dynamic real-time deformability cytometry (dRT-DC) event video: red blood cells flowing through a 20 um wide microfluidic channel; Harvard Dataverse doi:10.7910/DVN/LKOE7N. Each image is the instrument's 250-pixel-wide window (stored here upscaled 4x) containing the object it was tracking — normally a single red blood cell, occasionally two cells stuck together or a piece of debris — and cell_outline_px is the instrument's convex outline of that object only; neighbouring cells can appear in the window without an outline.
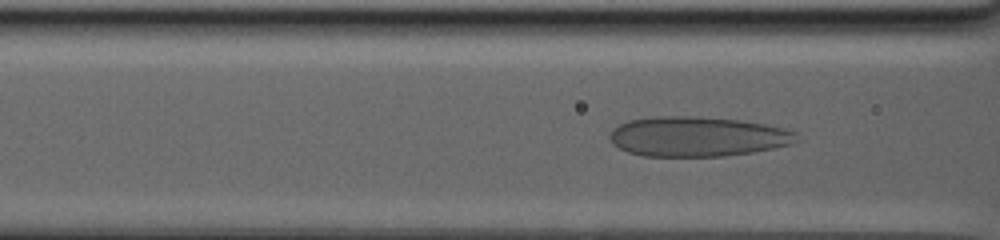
{"species": "human", "species_latin": "Homo sapiens", "temperature_condition": "warm", "stored_images_in_passage": 64, "camera_frame_rate_fps": 3000, "um_per_image_px": 0.085, "donor": {"sex": "male"}, "frame": {"image": 1, "passage_image": 15, "time_ms": 5.0, "image_size_px": [1000, 240], "cell_outline_px": [[796, 132], [792, 144], [752, 152], [724, 156], [644, 156], [628, 152], [612, 144], [612, 132], [620, 124], [628, 120], [652, 116], [688, 116], [740, 120], [764, 124], [784, 128]], "centroid_in_image_um": [59.26, 11.6], "position_along_channel_um": 107.3, "area_um2": 42.95}}
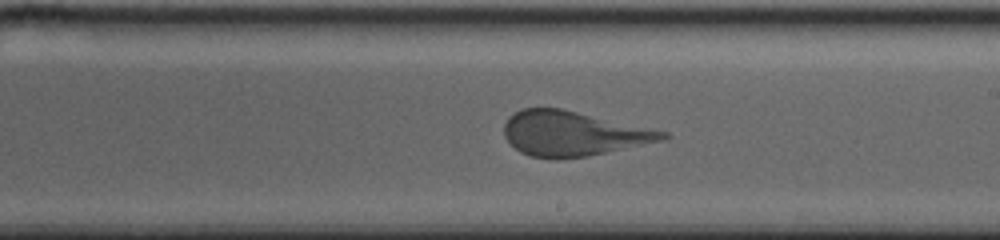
{"frame": {"image": 2, "passage_image": 31, "time_ms": 10.333, "image_size_px": [1000, 240], "cell_outline_px": [[672, 136], [664, 140], [588, 156], [556, 160], [532, 156], [520, 152], [504, 136], [504, 124], [508, 116], [520, 108], [560, 108], [668, 132]], "centroid_in_image_um": [48.68, 11.36], "position_along_channel_um": 240.3, "area_um2": 41.27}}
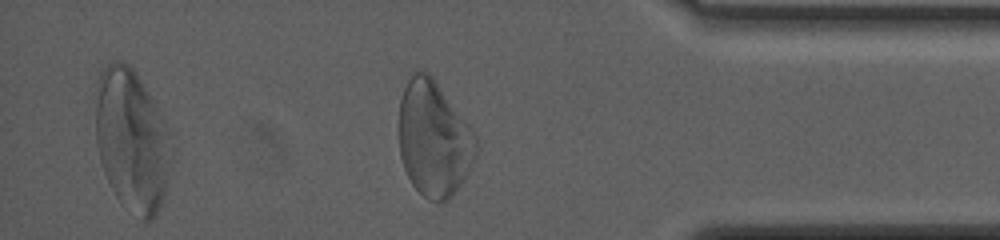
{"frame": {"image": 3, "passage_image": 53, "time_ms": 17.333, "image_size_px": [1000, 240], "cell_outline_px": [[476, 156], [464, 180], [452, 196], [448, 200], [428, 200], [412, 184], [404, 168], [400, 156], [396, 132], [400, 100], [404, 88], [408, 80], [416, 72], [428, 72], [432, 76], [468, 124], [476, 136]], "centroid_in_image_um": [36.83, 11.81], "position_along_channel_um": 398.4, "area_um2": 51.9}}